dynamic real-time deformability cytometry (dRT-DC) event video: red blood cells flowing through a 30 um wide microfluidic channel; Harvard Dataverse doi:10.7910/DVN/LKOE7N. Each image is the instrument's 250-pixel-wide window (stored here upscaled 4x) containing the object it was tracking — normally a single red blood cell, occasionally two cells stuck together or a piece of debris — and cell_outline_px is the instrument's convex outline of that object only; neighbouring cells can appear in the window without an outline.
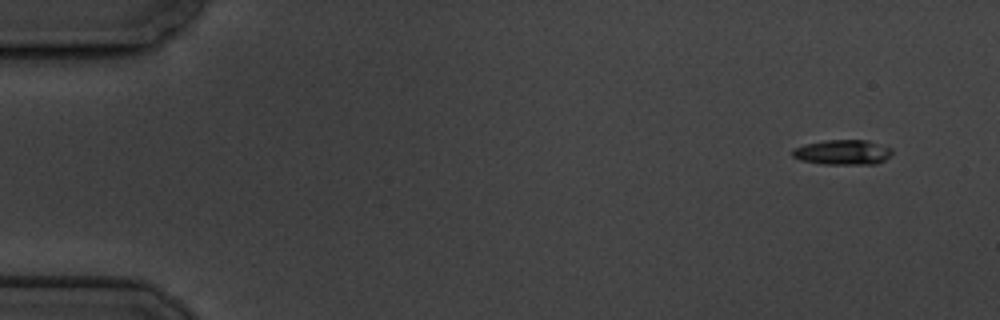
{"species": "common noctule bat (a hibernating species)", "species_latin": "Nyctalus noctula", "temperature_condition": "cold", "stored_images_in_passage": 4, "camera_frame_rate_fps": 3000, "um_per_image_px": 0.085, "animal": {"sex": "male", "body_mass_g": 19.5, "forearm_length_mm": 54.6}, "frame": {"image": 1, "passage_image": 1, "time_ms": 0.0, "image_size_px": [1000, 320], "cell_outline_px": [[892, 152], [884, 160], [876, 164], [824, 164], [800, 160], [792, 156], [792, 148], [804, 144], [824, 140], [868, 140], [892, 148]], "centroid_in_image_um": [71.6, 12.94], "position_along_channel_um": 13.4, "area_um2": 14.57}}